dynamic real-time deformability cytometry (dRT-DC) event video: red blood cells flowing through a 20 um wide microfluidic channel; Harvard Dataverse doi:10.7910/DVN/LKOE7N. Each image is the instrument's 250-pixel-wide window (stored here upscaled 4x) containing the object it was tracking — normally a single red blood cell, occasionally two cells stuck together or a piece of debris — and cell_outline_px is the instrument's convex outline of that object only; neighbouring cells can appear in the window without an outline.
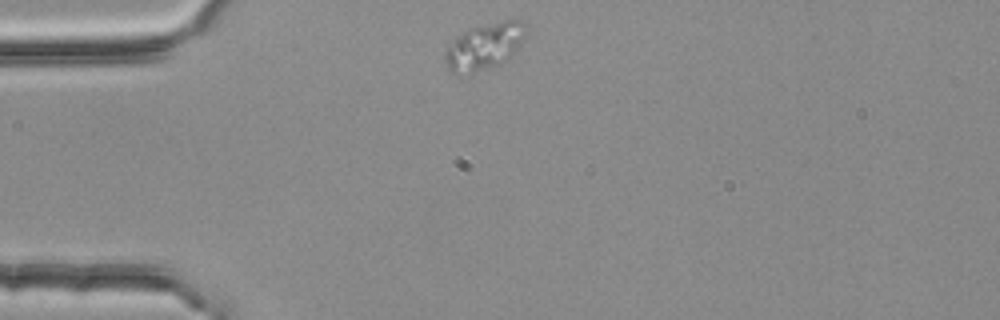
{"species": "common noctule bat (a hibernating species)", "species_latin": "Nyctalus noctula", "temperature_condition": "room temperature", "stored_images_in_passage": 44, "camera_frame_rate_fps": 3000, "um_per_image_px": 0.085, "animal": {"sex": "female", "body_mass_g": 25.1}, "frame": {"image": 1, "passage_image": 1, "time_ms": 0.0, "image_size_px": [1000, 320], "cell_outline_px": [[524, 36], [520, 44], [512, 56], [508, 60], [500, 64], [468, 76], [448, 72], [444, 60], [444, 52], [448, 44], [468, 28], [504, 20], [516, 20]], "centroid_in_image_um": [41.05, 4.03], "position_along_channel_um": 44.0, "area_um2": 21.91}}
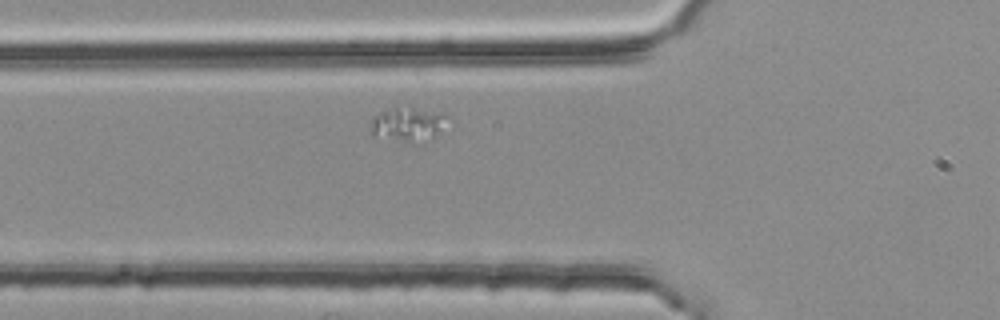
{"frame": {"image": 2, "passage_image": 7, "time_ms": 2.0, "image_size_px": [1000, 320], "cell_outline_px": [[452, 120], [432, 136], [412, 144], [372, 136], [368, 128], [372, 116], [380, 112], [396, 108], [412, 108], [452, 116]], "centroid_in_image_um": [34.61, 10.59], "position_along_channel_um": 91.2, "area_um2": 15.32}}